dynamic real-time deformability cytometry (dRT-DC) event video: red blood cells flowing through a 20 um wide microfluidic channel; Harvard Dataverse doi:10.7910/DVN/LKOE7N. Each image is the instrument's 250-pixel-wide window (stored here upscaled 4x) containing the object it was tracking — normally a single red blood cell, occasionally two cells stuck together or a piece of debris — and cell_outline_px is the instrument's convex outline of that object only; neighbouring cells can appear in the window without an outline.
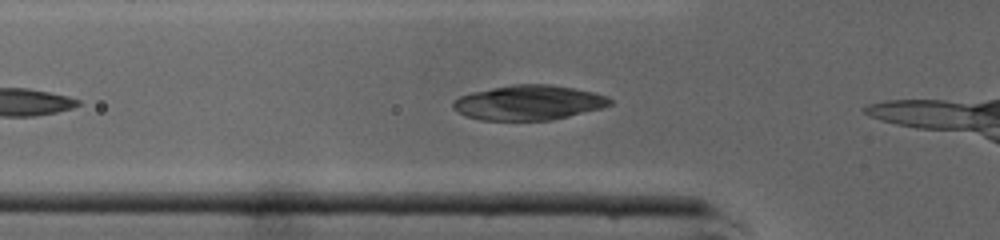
{"species": "common noctule bat (a hibernating species)", "species_latin": "Nyctalus noctula", "temperature_condition": "cold", "stored_images_in_passage": 5, "camera_frame_rate_fps": 3000, "um_per_image_px": 0.085, "animal": {"sex": "male", "body_mass_g": 19.0, "forearm_length_mm": 50.8}, "frame": {"image": 1, "passage_image": 3, "time_ms": 0.667, "image_size_px": [1000, 240], "cell_outline_px": [[612, 104], [600, 108], [552, 120], [480, 120], [464, 116], [452, 108], [452, 100], [460, 96], [472, 92], [512, 84], [548, 84], [572, 88], [592, 92], [604, 96], [612, 100]], "centroid_in_image_um": [44.86, 8.73], "position_along_channel_um": 80.9, "area_um2": 31.67}}